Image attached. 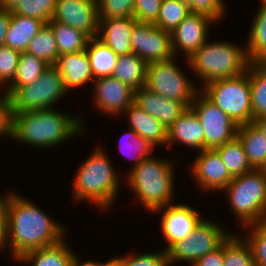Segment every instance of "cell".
I'll return each mask as SVG.
<instances>
[{
  "label": "cell",
  "mask_w": 266,
  "mask_h": 266,
  "mask_svg": "<svg viewBox=\"0 0 266 266\" xmlns=\"http://www.w3.org/2000/svg\"><path fill=\"white\" fill-rule=\"evenodd\" d=\"M36 206L18 194L9 193L7 242L15 260L29 251L58 244L65 238L64 227Z\"/></svg>",
  "instance_id": "obj_1"
},
{
  "label": "cell",
  "mask_w": 266,
  "mask_h": 266,
  "mask_svg": "<svg viewBox=\"0 0 266 266\" xmlns=\"http://www.w3.org/2000/svg\"><path fill=\"white\" fill-rule=\"evenodd\" d=\"M81 123L80 119L72 118L54 108L13 112L11 138L29 146L53 147L77 133L81 134Z\"/></svg>",
  "instance_id": "obj_2"
},
{
  "label": "cell",
  "mask_w": 266,
  "mask_h": 266,
  "mask_svg": "<svg viewBox=\"0 0 266 266\" xmlns=\"http://www.w3.org/2000/svg\"><path fill=\"white\" fill-rule=\"evenodd\" d=\"M173 167L170 160L148 157L128 172L127 185L149 212L172 204Z\"/></svg>",
  "instance_id": "obj_3"
},
{
  "label": "cell",
  "mask_w": 266,
  "mask_h": 266,
  "mask_svg": "<svg viewBox=\"0 0 266 266\" xmlns=\"http://www.w3.org/2000/svg\"><path fill=\"white\" fill-rule=\"evenodd\" d=\"M77 173L73 184L75 199L94 203L100 209L110 208L118 194L119 179L104 151L97 147Z\"/></svg>",
  "instance_id": "obj_4"
},
{
  "label": "cell",
  "mask_w": 266,
  "mask_h": 266,
  "mask_svg": "<svg viewBox=\"0 0 266 266\" xmlns=\"http://www.w3.org/2000/svg\"><path fill=\"white\" fill-rule=\"evenodd\" d=\"M228 42L206 41L186 61L204 85L225 78H232L246 72L250 61L246 50Z\"/></svg>",
  "instance_id": "obj_5"
},
{
  "label": "cell",
  "mask_w": 266,
  "mask_h": 266,
  "mask_svg": "<svg viewBox=\"0 0 266 266\" xmlns=\"http://www.w3.org/2000/svg\"><path fill=\"white\" fill-rule=\"evenodd\" d=\"M224 190L242 225L266 221V178L258 169L233 177Z\"/></svg>",
  "instance_id": "obj_6"
},
{
  "label": "cell",
  "mask_w": 266,
  "mask_h": 266,
  "mask_svg": "<svg viewBox=\"0 0 266 266\" xmlns=\"http://www.w3.org/2000/svg\"><path fill=\"white\" fill-rule=\"evenodd\" d=\"M200 91L209 101L226 113L237 125L252 123L251 92L248 67L241 75L218 79Z\"/></svg>",
  "instance_id": "obj_7"
},
{
  "label": "cell",
  "mask_w": 266,
  "mask_h": 266,
  "mask_svg": "<svg viewBox=\"0 0 266 266\" xmlns=\"http://www.w3.org/2000/svg\"><path fill=\"white\" fill-rule=\"evenodd\" d=\"M5 91L11 96L13 112L52 109V105L67 93L63 77L54 65H49L32 84L6 87Z\"/></svg>",
  "instance_id": "obj_8"
},
{
  "label": "cell",
  "mask_w": 266,
  "mask_h": 266,
  "mask_svg": "<svg viewBox=\"0 0 266 266\" xmlns=\"http://www.w3.org/2000/svg\"><path fill=\"white\" fill-rule=\"evenodd\" d=\"M173 59L149 63L145 87L190 108L195 95L200 91H197L195 85L186 78Z\"/></svg>",
  "instance_id": "obj_9"
},
{
  "label": "cell",
  "mask_w": 266,
  "mask_h": 266,
  "mask_svg": "<svg viewBox=\"0 0 266 266\" xmlns=\"http://www.w3.org/2000/svg\"><path fill=\"white\" fill-rule=\"evenodd\" d=\"M220 224L203 219L185 239L174 243L167 251L168 263L189 261L192 266L198 259L219 248L229 237Z\"/></svg>",
  "instance_id": "obj_10"
},
{
  "label": "cell",
  "mask_w": 266,
  "mask_h": 266,
  "mask_svg": "<svg viewBox=\"0 0 266 266\" xmlns=\"http://www.w3.org/2000/svg\"><path fill=\"white\" fill-rule=\"evenodd\" d=\"M190 108L204 128L205 149H215L237 137L238 125L203 94L195 95Z\"/></svg>",
  "instance_id": "obj_11"
},
{
  "label": "cell",
  "mask_w": 266,
  "mask_h": 266,
  "mask_svg": "<svg viewBox=\"0 0 266 266\" xmlns=\"http://www.w3.org/2000/svg\"><path fill=\"white\" fill-rule=\"evenodd\" d=\"M131 46L133 53L148 64L175 58L170 32L164 31L153 23L138 22L133 27Z\"/></svg>",
  "instance_id": "obj_12"
},
{
  "label": "cell",
  "mask_w": 266,
  "mask_h": 266,
  "mask_svg": "<svg viewBox=\"0 0 266 266\" xmlns=\"http://www.w3.org/2000/svg\"><path fill=\"white\" fill-rule=\"evenodd\" d=\"M53 20L85 33L89 38L98 34L97 0H57Z\"/></svg>",
  "instance_id": "obj_13"
},
{
  "label": "cell",
  "mask_w": 266,
  "mask_h": 266,
  "mask_svg": "<svg viewBox=\"0 0 266 266\" xmlns=\"http://www.w3.org/2000/svg\"><path fill=\"white\" fill-rule=\"evenodd\" d=\"M216 22L201 13H190L171 33L172 51L184 52L186 59L195 53L209 38V24ZM208 36V37H207Z\"/></svg>",
  "instance_id": "obj_14"
},
{
  "label": "cell",
  "mask_w": 266,
  "mask_h": 266,
  "mask_svg": "<svg viewBox=\"0 0 266 266\" xmlns=\"http://www.w3.org/2000/svg\"><path fill=\"white\" fill-rule=\"evenodd\" d=\"M159 211H163L160 225L163 236L168 242L167 248H164L165 251L174 243L185 239L203 220L193 207L186 204H168L153 212Z\"/></svg>",
  "instance_id": "obj_15"
},
{
  "label": "cell",
  "mask_w": 266,
  "mask_h": 266,
  "mask_svg": "<svg viewBox=\"0 0 266 266\" xmlns=\"http://www.w3.org/2000/svg\"><path fill=\"white\" fill-rule=\"evenodd\" d=\"M95 105L103 113L120 115L134 103V89L110 76L94 79Z\"/></svg>",
  "instance_id": "obj_16"
},
{
  "label": "cell",
  "mask_w": 266,
  "mask_h": 266,
  "mask_svg": "<svg viewBox=\"0 0 266 266\" xmlns=\"http://www.w3.org/2000/svg\"><path fill=\"white\" fill-rule=\"evenodd\" d=\"M192 165V174L205 191L223 190L233 179L215 149H204Z\"/></svg>",
  "instance_id": "obj_17"
},
{
  "label": "cell",
  "mask_w": 266,
  "mask_h": 266,
  "mask_svg": "<svg viewBox=\"0 0 266 266\" xmlns=\"http://www.w3.org/2000/svg\"><path fill=\"white\" fill-rule=\"evenodd\" d=\"M134 104L154 116L167 129L188 108L184 103L165 98L145 86L134 91Z\"/></svg>",
  "instance_id": "obj_18"
},
{
  "label": "cell",
  "mask_w": 266,
  "mask_h": 266,
  "mask_svg": "<svg viewBox=\"0 0 266 266\" xmlns=\"http://www.w3.org/2000/svg\"><path fill=\"white\" fill-rule=\"evenodd\" d=\"M137 23L135 18L99 19L97 38L118 56L131 54V33Z\"/></svg>",
  "instance_id": "obj_19"
},
{
  "label": "cell",
  "mask_w": 266,
  "mask_h": 266,
  "mask_svg": "<svg viewBox=\"0 0 266 266\" xmlns=\"http://www.w3.org/2000/svg\"><path fill=\"white\" fill-rule=\"evenodd\" d=\"M177 141L198 151L205 149L204 128L191 108H187L167 130L166 144Z\"/></svg>",
  "instance_id": "obj_20"
},
{
  "label": "cell",
  "mask_w": 266,
  "mask_h": 266,
  "mask_svg": "<svg viewBox=\"0 0 266 266\" xmlns=\"http://www.w3.org/2000/svg\"><path fill=\"white\" fill-rule=\"evenodd\" d=\"M54 66L63 77L66 91L82 86L94 77L86 50L58 56Z\"/></svg>",
  "instance_id": "obj_21"
},
{
  "label": "cell",
  "mask_w": 266,
  "mask_h": 266,
  "mask_svg": "<svg viewBox=\"0 0 266 266\" xmlns=\"http://www.w3.org/2000/svg\"><path fill=\"white\" fill-rule=\"evenodd\" d=\"M124 113L128 115L130 129H133L140 137L149 140L155 146L166 145L168 129L154 116L134 103L129 105Z\"/></svg>",
  "instance_id": "obj_22"
},
{
  "label": "cell",
  "mask_w": 266,
  "mask_h": 266,
  "mask_svg": "<svg viewBox=\"0 0 266 266\" xmlns=\"http://www.w3.org/2000/svg\"><path fill=\"white\" fill-rule=\"evenodd\" d=\"M44 24L45 22L42 20L11 12L4 45L20 53L26 52L30 41L39 33Z\"/></svg>",
  "instance_id": "obj_23"
},
{
  "label": "cell",
  "mask_w": 266,
  "mask_h": 266,
  "mask_svg": "<svg viewBox=\"0 0 266 266\" xmlns=\"http://www.w3.org/2000/svg\"><path fill=\"white\" fill-rule=\"evenodd\" d=\"M148 63L137 54L120 55L112 77L137 90L145 86Z\"/></svg>",
  "instance_id": "obj_24"
},
{
  "label": "cell",
  "mask_w": 266,
  "mask_h": 266,
  "mask_svg": "<svg viewBox=\"0 0 266 266\" xmlns=\"http://www.w3.org/2000/svg\"><path fill=\"white\" fill-rule=\"evenodd\" d=\"M85 50L94 79L112 76L119 56L109 46L94 37L89 38Z\"/></svg>",
  "instance_id": "obj_25"
},
{
  "label": "cell",
  "mask_w": 266,
  "mask_h": 266,
  "mask_svg": "<svg viewBox=\"0 0 266 266\" xmlns=\"http://www.w3.org/2000/svg\"><path fill=\"white\" fill-rule=\"evenodd\" d=\"M72 259V250L62 240L58 244L29 251L17 260L32 262L33 266H72Z\"/></svg>",
  "instance_id": "obj_26"
},
{
  "label": "cell",
  "mask_w": 266,
  "mask_h": 266,
  "mask_svg": "<svg viewBox=\"0 0 266 266\" xmlns=\"http://www.w3.org/2000/svg\"><path fill=\"white\" fill-rule=\"evenodd\" d=\"M237 138L244 147L249 164L259 169L266 160V139L253 124L238 125Z\"/></svg>",
  "instance_id": "obj_27"
},
{
  "label": "cell",
  "mask_w": 266,
  "mask_h": 266,
  "mask_svg": "<svg viewBox=\"0 0 266 266\" xmlns=\"http://www.w3.org/2000/svg\"><path fill=\"white\" fill-rule=\"evenodd\" d=\"M248 78L253 122L255 119L266 117V62H250Z\"/></svg>",
  "instance_id": "obj_28"
},
{
  "label": "cell",
  "mask_w": 266,
  "mask_h": 266,
  "mask_svg": "<svg viewBox=\"0 0 266 266\" xmlns=\"http://www.w3.org/2000/svg\"><path fill=\"white\" fill-rule=\"evenodd\" d=\"M245 47L250 62H266V4L259 8Z\"/></svg>",
  "instance_id": "obj_29"
},
{
  "label": "cell",
  "mask_w": 266,
  "mask_h": 266,
  "mask_svg": "<svg viewBox=\"0 0 266 266\" xmlns=\"http://www.w3.org/2000/svg\"><path fill=\"white\" fill-rule=\"evenodd\" d=\"M48 24L53 30L59 56L86 49L89 37L82 31L53 19Z\"/></svg>",
  "instance_id": "obj_30"
},
{
  "label": "cell",
  "mask_w": 266,
  "mask_h": 266,
  "mask_svg": "<svg viewBox=\"0 0 266 266\" xmlns=\"http://www.w3.org/2000/svg\"><path fill=\"white\" fill-rule=\"evenodd\" d=\"M222 162L232 177L240 176L253 170L248 162L244 147L236 137L234 140L216 147Z\"/></svg>",
  "instance_id": "obj_31"
},
{
  "label": "cell",
  "mask_w": 266,
  "mask_h": 266,
  "mask_svg": "<svg viewBox=\"0 0 266 266\" xmlns=\"http://www.w3.org/2000/svg\"><path fill=\"white\" fill-rule=\"evenodd\" d=\"M49 64L27 52H21L13 80L6 87H24L32 84Z\"/></svg>",
  "instance_id": "obj_32"
},
{
  "label": "cell",
  "mask_w": 266,
  "mask_h": 266,
  "mask_svg": "<svg viewBox=\"0 0 266 266\" xmlns=\"http://www.w3.org/2000/svg\"><path fill=\"white\" fill-rule=\"evenodd\" d=\"M26 52L45 61L49 65L56 63L59 56L57 43L53 30L48 23H45L39 30V33L33 37Z\"/></svg>",
  "instance_id": "obj_33"
},
{
  "label": "cell",
  "mask_w": 266,
  "mask_h": 266,
  "mask_svg": "<svg viewBox=\"0 0 266 266\" xmlns=\"http://www.w3.org/2000/svg\"><path fill=\"white\" fill-rule=\"evenodd\" d=\"M190 13L188 5L182 0H162L154 25L171 33Z\"/></svg>",
  "instance_id": "obj_34"
},
{
  "label": "cell",
  "mask_w": 266,
  "mask_h": 266,
  "mask_svg": "<svg viewBox=\"0 0 266 266\" xmlns=\"http://www.w3.org/2000/svg\"><path fill=\"white\" fill-rule=\"evenodd\" d=\"M243 239L230 234L224 241V266H255L251 247Z\"/></svg>",
  "instance_id": "obj_35"
},
{
  "label": "cell",
  "mask_w": 266,
  "mask_h": 266,
  "mask_svg": "<svg viewBox=\"0 0 266 266\" xmlns=\"http://www.w3.org/2000/svg\"><path fill=\"white\" fill-rule=\"evenodd\" d=\"M56 3L57 0H24L12 13L48 23L55 14Z\"/></svg>",
  "instance_id": "obj_36"
},
{
  "label": "cell",
  "mask_w": 266,
  "mask_h": 266,
  "mask_svg": "<svg viewBox=\"0 0 266 266\" xmlns=\"http://www.w3.org/2000/svg\"><path fill=\"white\" fill-rule=\"evenodd\" d=\"M129 130L130 131L126 133V136L124 134V137L126 138H123V139H125L126 141L120 142L122 143V146L120 145V149H121V152H123V154L127 151L126 150L127 148L129 149L128 150L129 152L131 150L130 153L127 152L125 155H127L128 158H130V155H133L131 158L135 160L134 162L135 164H133L134 165L133 167H135L142 160L150 157L149 154L152 153V151L155 148V145H153L149 140L144 139L143 137H140L133 129H129ZM120 140H122V138ZM122 148L126 151L122 150Z\"/></svg>",
  "instance_id": "obj_37"
},
{
  "label": "cell",
  "mask_w": 266,
  "mask_h": 266,
  "mask_svg": "<svg viewBox=\"0 0 266 266\" xmlns=\"http://www.w3.org/2000/svg\"><path fill=\"white\" fill-rule=\"evenodd\" d=\"M98 18H134V0H97Z\"/></svg>",
  "instance_id": "obj_38"
},
{
  "label": "cell",
  "mask_w": 266,
  "mask_h": 266,
  "mask_svg": "<svg viewBox=\"0 0 266 266\" xmlns=\"http://www.w3.org/2000/svg\"><path fill=\"white\" fill-rule=\"evenodd\" d=\"M248 226L252 231L245 238L251 247L255 266H266V221Z\"/></svg>",
  "instance_id": "obj_39"
},
{
  "label": "cell",
  "mask_w": 266,
  "mask_h": 266,
  "mask_svg": "<svg viewBox=\"0 0 266 266\" xmlns=\"http://www.w3.org/2000/svg\"><path fill=\"white\" fill-rule=\"evenodd\" d=\"M112 266H169L167 253L161 252L127 255L124 257L112 258Z\"/></svg>",
  "instance_id": "obj_40"
},
{
  "label": "cell",
  "mask_w": 266,
  "mask_h": 266,
  "mask_svg": "<svg viewBox=\"0 0 266 266\" xmlns=\"http://www.w3.org/2000/svg\"><path fill=\"white\" fill-rule=\"evenodd\" d=\"M20 52L9 46H0V81L8 85L14 78L18 66Z\"/></svg>",
  "instance_id": "obj_41"
},
{
  "label": "cell",
  "mask_w": 266,
  "mask_h": 266,
  "mask_svg": "<svg viewBox=\"0 0 266 266\" xmlns=\"http://www.w3.org/2000/svg\"><path fill=\"white\" fill-rule=\"evenodd\" d=\"M189 7L191 13H201L211 17L216 22L222 18L224 10L223 0H182Z\"/></svg>",
  "instance_id": "obj_42"
},
{
  "label": "cell",
  "mask_w": 266,
  "mask_h": 266,
  "mask_svg": "<svg viewBox=\"0 0 266 266\" xmlns=\"http://www.w3.org/2000/svg\"><path fill=\"white\" fill-rule=\"evenodd\" d=\"M134 18L140 23H155L162 0H134Z\"/></svg>",
  "instance_id": "obj_43"
},
{
  "label": "cell",
  "mask_w": 266,
  "mask_h": 266,
  "mask_svg": "<svg viewBox=\"0 0 266 266\" xmlns=\"http://www.w3.org/2000/svg\"><path fill=\"white\" fill-rule=\"evenodd\" d=\"M13 111L11 96L5 91L0 96V135L12 136Z\"/></svg>",
  "instance_id": "obj_44"
},
{
  "label": "cell",
  "mask_w": 266,
  "mask_h": 266,
  "mask_svg": "<svg viewBox=\"0 0 266 266\" xmlns=\"http://www.w3.org/2000/svg\"><path fill=\"white\" fill-rule=\"evenodd\" d=\"M224 242L216 250L198 259L192 266H224Z\"/></svg>",
  "instance_id": "obj_45"
},
{
  "label": "cell",
  "mask_w": 266,
  "mask_h": 266,
  "mask_svg": "<svg viewBox=\"0 0 266 266\" xmlns=\"http://www.w3.org/2000/svg\"><path fill=\"white\" fill-rule=\"evenodd\" d=\"M7 196V197H6ZM4 198L0 197V247L5 248L7 243V210L9 193Z\"/></svg>",
  "instance_id": "obj_46"
},
{
  "label": "cell",
  "mask_w": 266,
  "mask_h": 266,
  "mask_svg": "<svg viewBox=\"0 0 266 266\" xmlns=\"http://www.w3.org/2000/svg\"><path fill=\"white\" fill-rule=\"evenodd\" d=\"M11 12L0 8V46L5 44Z\"/></svg>",
  "instance_id": "obj_47"
},
{
  "label": "cell",
  "mask_w": 266,
  "mask_h": 266,
  "mask_svg": "<svg viewBox=\"0 0 266 266\" xmlns=\"http://www.w3.org/2000/svg\"><path fill=\"white\" fill-rule=\"evenodd\" d=\"M72 266H112V259L106 261V263L94 262L92 260L82 263L80 262V259L78 260V256L73 252Z\"/></svg>",
  "instance_id": "obj_48"
},
{
  "label": "cell",
  "mask_w": 266,
  "mask_h": 266,
  "mask_svg": "<svg viewBox=\"0 0 266 266\" xmlns=\"http://www.w3.org/2000/svg\"><path fill=\"white\" fill-rule=\"evenodd\" d=\"M24 0H0V8L13 12Z\"/></svg>",
  "instance_id": "obj_49"
},
{
  "label": "cell",
  "mask_w": 266,
  "mask_h": 266,
  "mask_svg": "<svg viewBox=\"0 0 266 266\" xmlns=\"http://www.w3.org/2000/svg\"><path fill=\"white\" fill-rule=\"evenodd\" d=\"M252 123L260 130L266 139V117L255 119Z\"/></svg>",
  "instance_id": "obj_50"
},
{
  "label": "cell",
  "mask_w": 266,
  "mask_h": 266,
  "mask_svg": "<svg viewBox=\"0 0 266 266\" xmlns=\"http://www.w3.org/2000/svg\"><path fill=\"white\" fill-rule=\"evenodd\" d=\"M263 176L266 178V160L264 161V163L260 166V168L258 169Z\"/></svg>",
  "instance_id": "obj_51"
},
{
  "label": "cell",
  "mask_w": 266,
  "mask_h": 266,
  "mask_svg": "<svg viewBox=\"0 0 266 266\" xmlns=\"http://www.w3.org/2000/svg\"><path fill=\"white\" fill-rule=\"evenodd\" d=\"M266 4V0H261V5Z\"/></svg>",
  "instance_id": "obj_52"
}]
</instances>
